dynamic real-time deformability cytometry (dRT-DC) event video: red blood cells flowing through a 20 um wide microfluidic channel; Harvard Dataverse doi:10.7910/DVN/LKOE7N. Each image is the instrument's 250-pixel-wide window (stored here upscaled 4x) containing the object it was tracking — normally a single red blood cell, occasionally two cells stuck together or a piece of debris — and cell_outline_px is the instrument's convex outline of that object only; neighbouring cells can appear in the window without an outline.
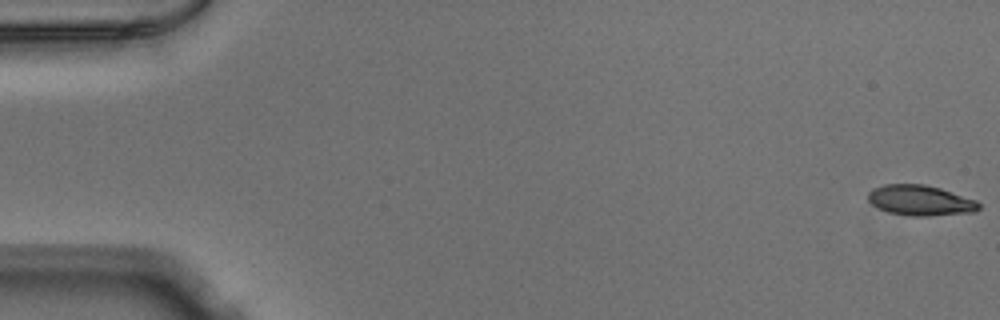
{"species": "Egyptian fruit bat (a non-hibernating species)", "species_latin": "Rousettus aegyptiacus", "temperature_condition": "warm", "stored_images_in_passage": 53, "camera_frame_rate_fps": 3000, "um_per_image_px": 0.085, "animal": {"sex": "male"}, "frame": {"image": 1, "passage_image": 1, "time_ms": 0.0, "image_size_px": [1000, 320], "cell_outline_px": [[980, 208], [976, 212], [928, 216], [912, 216], [888, 212], [872, 204], [868, 200], [868, 192], [872, 188], [884, 184], [924, 184], [940, 188], [976, 200], [980, 204]], "centroid_in_image_um": [78.23, 17.03], "position_along_channel_um": 6.8, "area_um2": 19.65}}
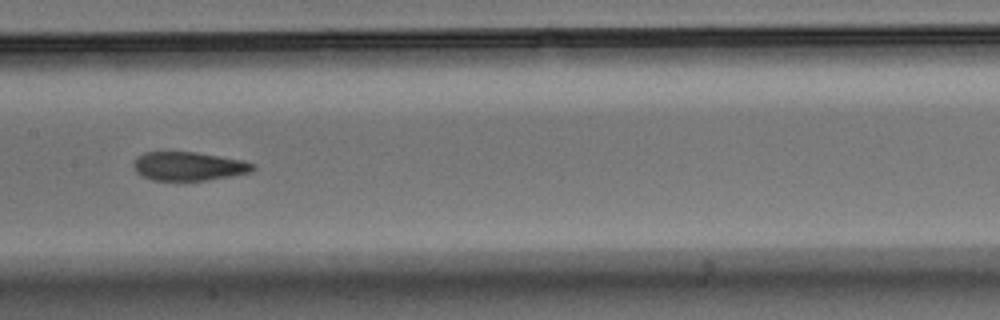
{"frame": {"image": 2, "passage_image": 27, "time_ms": 8.667, "image_size_px": [1000, 320], "cell_outline_px": [[256, 168], [252, 172], [232, 176], [208, 180], [152, 180], [140, 176], [136, 172], [132, 164], [136, 156], [144, 152], [196, 152], [244, 160], [256, 164]], "centroid_in_image_um": [16.04, 14.13], "position_along_channel_um": 191.4, "area_um2": 20.29}}
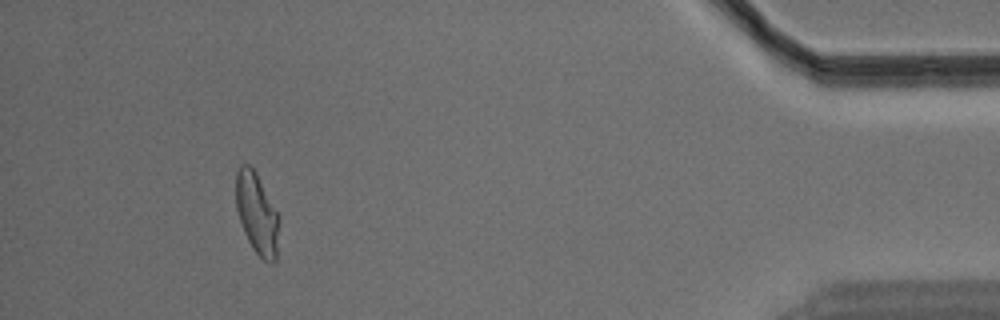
{"frame": {"image": 3, "passage_image": 49, "time_ms": 16.0, "image_size_px": [1000, 320], "cell_outline_px": [[280, 220], [276, 260], [272, 264], [268, 264], [252, 248], [244, 232], [236, 208], [236, 172], [240, 164], [248, 164], [256, 172], [280, 216]], "centroid_in_image_um": [21.86, 18.17], "position_along_channel_um": 413.3, "area_um2": 20.63}}